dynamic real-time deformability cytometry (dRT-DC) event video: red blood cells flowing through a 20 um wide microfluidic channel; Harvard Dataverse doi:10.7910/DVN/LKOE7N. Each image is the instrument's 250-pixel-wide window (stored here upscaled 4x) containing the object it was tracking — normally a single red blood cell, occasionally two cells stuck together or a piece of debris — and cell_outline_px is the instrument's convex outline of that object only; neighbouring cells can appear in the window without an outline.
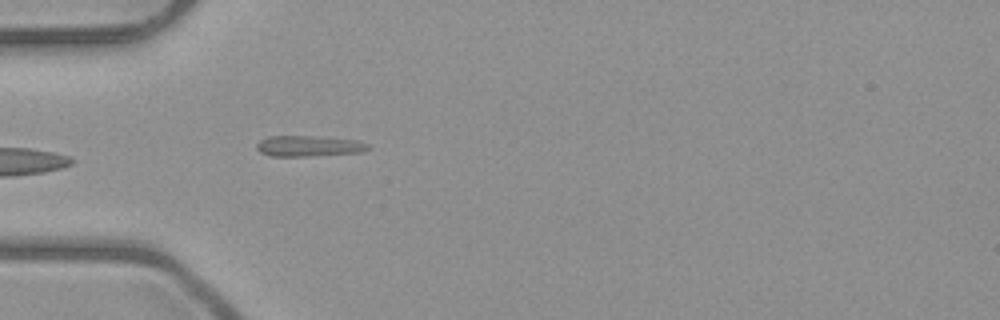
{"species": "common noctule bat (a hibernating species)", "species_latin": "Nyctalus noctula", "temperature_condition": "room temperature", "stored_images_in_passage": 5, "camera_frame_rate_fps": 3000, "um_per_image_px": 0.085, "animal": {"sex": "male", "body_mass_g": 23.1, "forearm_length_mm": 52.7}, "frame": {"image": 1, "passage_image": 5, "time_ms": 4.667, "image_size_px": [1000, 320], "cell_outline_px": [[372, 148], [364, 152], [312, 156], [272, 156], [260, 152], [256, 148], [256, 144], [260, 140], [268, 136], [312, 136], [360, 140], [368, 144]], "centroid_in_image_um": [26.29, 12.41], "position_along_channel_um": 58.7, "area_um2": 13.7}}